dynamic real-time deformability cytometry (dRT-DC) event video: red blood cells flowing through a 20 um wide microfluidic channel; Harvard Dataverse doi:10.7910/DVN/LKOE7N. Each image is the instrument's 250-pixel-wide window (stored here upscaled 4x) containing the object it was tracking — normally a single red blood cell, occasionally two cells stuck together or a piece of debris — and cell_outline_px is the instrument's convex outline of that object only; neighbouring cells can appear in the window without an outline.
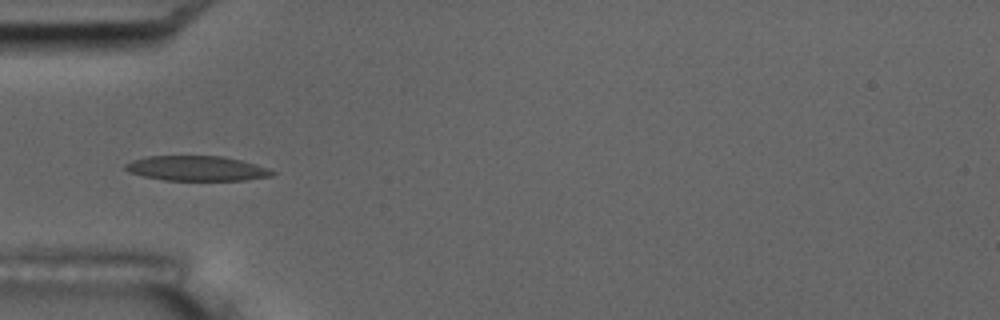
{"species": "common noctule bat (a hibernating species)", "species_latin": "Nyctalus noctula", "temperature_condition": "room temperature", "stored_images_in_passage": 5, "camera_frame_rate_fps": 3000, "um_per_image_px": 0.085, "animal": {"sex": "male", "body_mass_g": 17.5, "forearm_length_mm": 52.3}, "frame": {"image": 1, "passage_image": 5, "time_ms": 4.667, "image_size_px": [1000, 320], "cell_outline_px": [[276, 172], [272, 176], [244, 180], [164, 180], [144, 176], [128, 172], [124, 168], [124, 164], [132, 160], [144, 156], [224, 156], [256, 164], [268, 168]], "centroid_in_image_um": [16.7, 14.31], "position_along_channel_um": 68.3, "area_um2": 21.39}}